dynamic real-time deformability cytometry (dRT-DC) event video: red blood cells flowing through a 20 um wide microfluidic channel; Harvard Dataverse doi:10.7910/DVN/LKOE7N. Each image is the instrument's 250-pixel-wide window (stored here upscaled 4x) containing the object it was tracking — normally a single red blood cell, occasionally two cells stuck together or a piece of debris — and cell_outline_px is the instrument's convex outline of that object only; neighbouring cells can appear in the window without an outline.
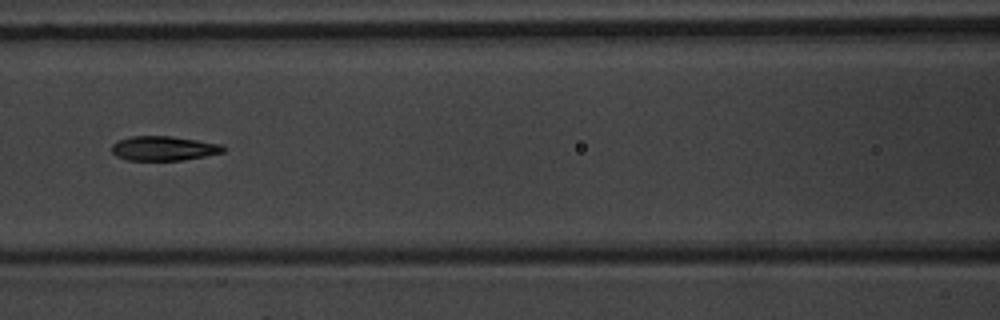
{"species": "common noctule bat (a hibernating species)", "species_latin": "Nyctalus noctula", "temperature_condition": "warm", "stored_images_in_passage": 6, "camera_frame_rate_fps": 3000, "um_per_image_px": 0.085, "animal": {"sex": "male", "body_mass_g": 20.1, "forearm_length_mm": 53.5}, "frame": {"image": 1, "passage_image": 4, "time_ms": 3.667, "image_size_px": [1000, 320], "cell_outline_px": [[224, 152], [204, 156], [180, 160], [128, 160], [116, 156], [112, 152], [112, 144], [120, 140], [132, 136], [172, 136], [224, 144]], "centroid_in_image_um": [13.93, 12.6], "position_along_channel_um": 152.7, "area_um2": 15.84}}
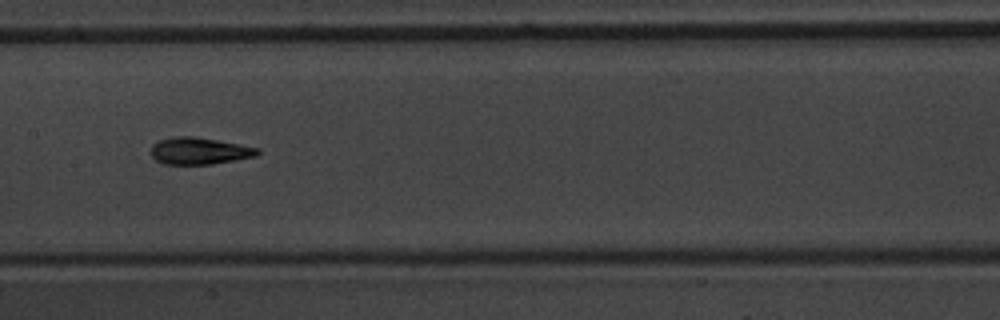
{"frame": {"image": 2, "passage_image": 5, "time_ms": 4.667, "image_size_px": [1000, 320], "cell_outline_px": [[260, 152], [256, 156], [236, 160], [212, 164], [164, 164], [156, 160], [152, 156], [152, 144], [160, 140], [176, 136], [192, 136], [216, 140], [260, 148]], "centroid_in_image_um": [16.95, 12.83], "position_along_channel_um": 190.4, "area_um2": 16.59}}
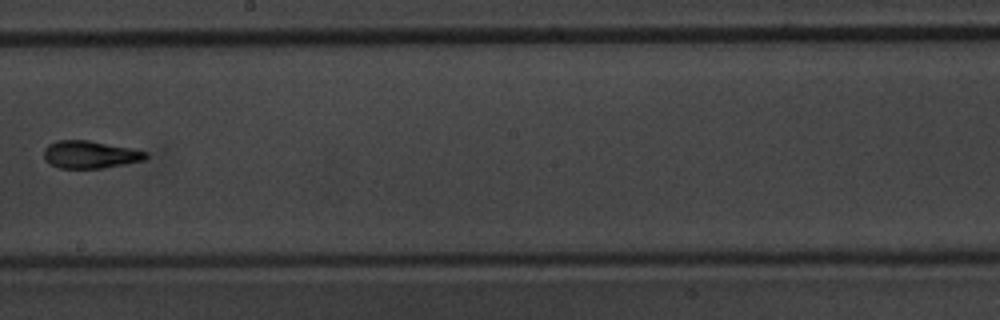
{"frame": {"image": 3, "passage_image": 6, "time_ms": 6.0, "image_size_px": [1000, 320], "cell_outline_px": [[148, 156], [144, 160], [104, 168], [60, 168], [44, 160], [44, 148], [48, 144], [56, 140], [88, 140], [132, 148], [148, 152]], "centroid_in_image_um": [7.65, 13.13], "position_along_channel_um": 240.5, "area_um2": 16.42}}